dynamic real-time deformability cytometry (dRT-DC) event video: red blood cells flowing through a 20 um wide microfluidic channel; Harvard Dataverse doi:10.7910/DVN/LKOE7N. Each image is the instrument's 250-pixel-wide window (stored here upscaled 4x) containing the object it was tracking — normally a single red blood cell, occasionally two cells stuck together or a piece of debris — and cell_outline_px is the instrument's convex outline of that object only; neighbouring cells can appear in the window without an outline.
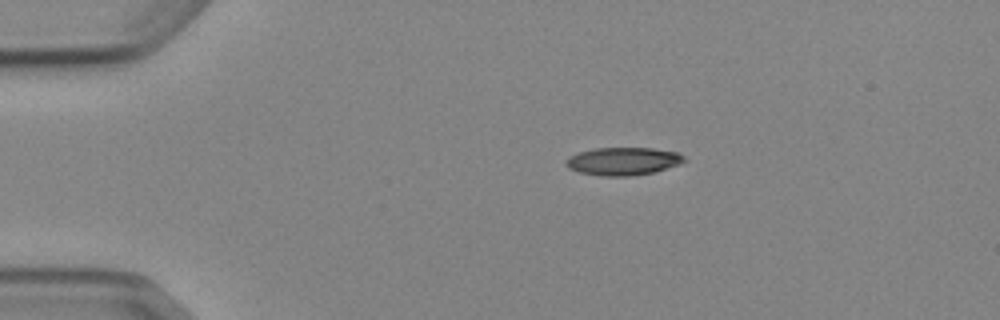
{"species": "Egyptian fruit bat (a non-hibernating species)", "species_latin": "Rousettus aegyptiacus", "temperature_condition": "cold", "stored_images_in_passage": 5, "camera_frame_rate_fps": 3000, "um_per_image_px": 0.085, "animal": {"sex": "female"}, "frame": {"image": 1, "passage_image": 2, "time_ms": 1.333, "image_size_px": [1000, 320], "cell_outline_px": [[688, 160], [680, 164], [656, 172], [628, 176], [604, 176], [580, 172], [568, 168], [564, 164], [568, 156], [580, 152], [596, 148], [652, 148], [676, 152], [684, 156]], "centroid_in_image_um": [52.98, 13.7], "position_along_channel_um": 32.0, "area_um2": 19.25}}
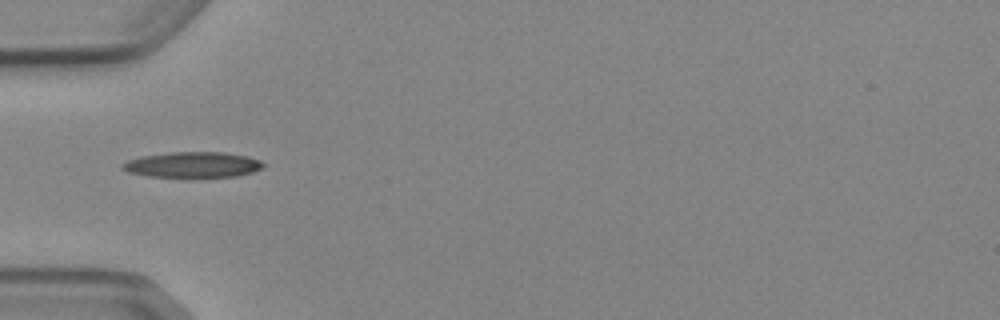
{"frame": {"image": 2, "passage_image": 4, "time_ms": 3.667, "image_size_px": [1000, 320], "cell_outline_px": [[264, 168], [252, 172], [236, 176], [148, 176], [128, 172], [120, 168], [120, 164], [128, 160], [140, 156], [172, 152], [224, 152], [248, 156], [260, 160], [264, 164]], "centroid_in_image_um": [16.37, 13.98], "position_along_channel_um": 68.6, "area_um2": 20.87}}
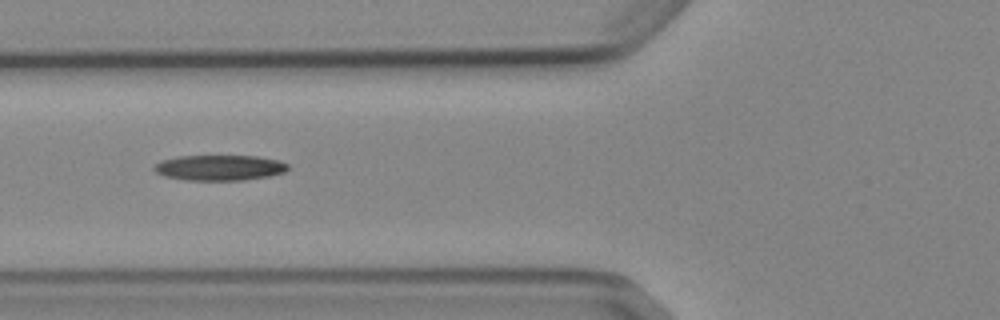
{"frame": {"image": 3, "passage_image": 5, "time_ms": 4.667, "image_size_px": [1000, 320], "cell_outline_px": [[288, 168], [284, 172], [268, 176], [244, 180], [184, 180], [164, 176], [156, 172], [152, 168], [160, 160], [180, 156], [256, 156], [280, 160], [288, 164]], "centroid_in_image_um": [18.64, 14.25], "position_along_channel_um": 107.2, "area_um2": 19.88}}